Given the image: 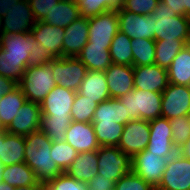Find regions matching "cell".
<instances>
[{
  "label": "cell",
  "instance_id": "1",
  "mask_svg": "<svg viewBox=\"0 0 190 190\" xmlns=\"http://www.w3.org/2000/svg\"><path fill=\"white\" fill-rule=\"evenodd\" d=\"M33 46V36L27 25L11 11L0 10V47L5 55L28 66Z\"/></svg>",
  "mask_w": 190,
  "mask_h": 190
},
{
  "label": "cell",
  "instance_id": "2",
  "mask_svg": "<svg viewBox=\"0 0 190 190\" xmlns=\"http://www.w3.org/2000/svg\"><path fill=\"white\" fill-rule=\"evenodd\" d=\"M24 139V162L34 171L40 183L44 184L63 173L53 160L52 141L44 132L38 130L24 136Z\"/></svg>",
  "mask_w": 190,
  "mask_h": 190
},
{
  "label": "cell",
  "instance_id": "3",
  "mask_svg": "<svg viewBox=\"0 0 190 190\" xmlns=\"http://www.w3.org/2000/svg\"><path fill=\"white\" fill-rule=\"evenodd\" d=\"M149 15L156 19L154 40H185L190 43V21L187 16L176 15L162 1H159L154 12Z\"/></svg>",
  "mask_w": 190,
  "mask_h": 190
},
{
  "label": "cell",
  "instance_id": "4",
  "mask_svg": "<svg viewBox=\"0 0 190 190\" xmlns=\"http://www.w3.org/2000/svg\"><path fill=\"white\" fill-rule=\"evenodd\" d=\"M119 101L126 109V123L140 119L152 121L161 116L162 93L134 88Z\"/></svg>",
  "mask_w": 190,
  "mask_h": 190
},
{
  "label": "cell",
  "instance_id": "5",
  "mask_svg": "<svg viewBox=\"0 0 190 190\" xmlns=\"http://www.w3.org/2000/svg\"><path fill=\"white\" fill-rule=\"evenodd\" d=\"M18 86L28 101L41 104L48 93L57 86L54 81L52 61L46 65L28 66Z\"/></svg>",
  "mask_w": 190,
  "mask_h": 190
},
{
  "label": "cell",
  "instance_id": "6",
  "mask_svg": "<svg viewBox=\"0 0 190 190\" xmlns=\"http://www.w3.org/2000/svg\"><path fill=\"white\" fill-rule=\"evenodd\" d=\"M98 154V174L117 182L132 171V158L115 146H100Z\"/></svg>",
  "mask_w": 190,
  "mask_h": 190
},
{
  "label": "cell",
  "instance_id": "7",
  "mask_svg": "<svg viewBox=\"0 0 190 190\" xmlns=\"http://www.w3.org/2000/svg\"><path fill=\"white\" fill-rule=\"evenodd\" d=\"M54 81L57 85L78 92L88 69L77 57L52 60Z\"/></svg>",
  "mask_w": 190,
  "mask_h": 190
},
{
  "label": "cell",
  "instance_id": "8",
  "mask_svg": "<svg viewBox=\"0 0 190 190\" xmlns=\"http://www.w3.org/2000/svg\"><path fill=\"white\" fill-rule=\"evenodd\" d=\"M88 26V42L109 50L114 36L119 31L117 10L88 17Z\"/></svg>",
  "mask_w": 190,
  "mask_h": 190
},
{
  "label": "cell",
  "instance_id": "9",
  "mask_svg": "<svg viewBox=\"0 0 190 190\" xmlns=\"http://www.w3.org/2000/svg\"><path fill=\"white\" fill-rule=\"evenodd\" d=\"M156 190H190V160L179 152L167 159L166 169Z\"/></svg>",
  "mask_w": 190,
  "mask_h": 190
},
{
  "label": "cell",
  "instance_id": "10",
  "mask_svg": "<svg viewBox=\"0 0 190 190\" xmlns=\"http://www.w3.org/2000/svg\"><path fill=\"white\" fill-rule=\"evenodd\" d=\"M167 158L143 150L132 158V171L156 189L166 169Z\"/></svg>",
  "mask_w": 190,
  "mask_h": 190
},
{
  "label": "cell",
  "instance_id": "11",
  "mask_svg": "<svg viewBox=\"0 0 190 190\" xmlns=\"http://www.w3.org/2000/svg\"><path fill=\"white\" fill-rule=\"evenodd\" d=\"M150 137L149 121L132 120L124 125L118 148L133 158L136 154L145 150Z\"/></svg>",
  "mask_w": 190,
  "mask_h": 190
},
{
  "label": "cell",
  "instance_id": "12",
  "mask_svg": "<svg viewBox=\"0 0 190 190\" xmlns=\"http://www.w3.org/2000/svg\"><path fill=\"white\" fill-rule=\"evenodd\" d=\"M150 137L146 147L150 153H155L158 157H165L169 159L178 150L172 143V131L170 120L165 117H158L149 121Z\"/></svg>",
  "mask_w": 190,
  "mask_h": 190
},
{
  "label": "cell",
  "instance_id": "13",
  "mask_svg": "<svg viewBox=\"0 0 190 190\" xmlns=\"http://www.w3.org/2000/svg\"><path fill=\"white\" fill-rule=\"evenodd\" d=\"M39 47L48 50L54 58L63 57L64 28L42 21L25 23Z\"/></svg>",
  "mask_w": 190,
  "mask_h": 190
},
{
  "label": "cell",
  "instance_id": "14",
  "mask_svg": "<svg viewBox=\"0 0 190 190\" xmlns=\"http://www.w3.org/2000/svg\"><path fill=\"white\" fill-rule=\"evenodd\" d=\"M190 111V86L169 83L162 92L161 116L168 120L188 115Z\"/></svg>",
  "mask_w": 190,
  "mask_h": 190
},
{
  "label": "cell",
  "instance_id": "15",
  "mask_svg": "<svg viewBox=\"0 0 190 190\" xmlns=\"http://www.w3.org/2000/svg\"><path fill=\"white\" fill-rule=\"evenodd\" d=\"M119 30L131 39H154V22L156 19L150 15H137L125 11L121 7L117 9Z\"/></svg>",
  "mask_w": 190,
  "mask_h": 190
},
{
  "label": "cell",
  "instance_id": "16",
  "mask_svg": "<svg viewBox=\"0 0 190 190\" xmlns=\"http://www.w3.org/2000/svg\"><path fill=\"white\" fill-rule=\"evenodd\" d=\"M76 92L57 85L42 101L41 116L48 118H72L71 109Z\"/></svg>",
  "mask_w": 190,
  "mask_h": 190
},
{
  "label": "cell",
  "instance_id": "17",
  "mask_svg": "<svg viewBox=\"0 0 190 190\" xmlns=\"http://www.w3.org/2000/svg\"><path fill=\"white\" fill-rule=\"evenodd\" d=\"M41 115V105L26 100L5 131L22 136L36 132L41 127Z\"/></svg>",
  "mask_w": 190,
  "mask_h": 190
},
{
  "label": "cell",
  "instance_id": "18",
  "mask_svg": "<svg viewBox=\"0 0 190 190\" xmlns=\"http://www.w3.org/2000/svg\"><path fill=\"white\" fill-rule=\"evenodd\" d=\"M134 68V88L162 93L168 86V71L157 64Z\"/></svg>",
  "mask_w": 190,
  "mask_h": 190
},
{
  "label": "cell",
  "instance_id": "19",
  "mask_svg": "<svg viewBox=\"0 0 190 190\" xmlns=\"http://www.w3.org/2000/svg\"><path fill=\"white\" fill-rule=\"evenodd\" d=\"M110 98L119 99L134 89L133 66L111 64L105 70Z\"/></svg>",
  "mask_w": 190,
  "mask_h": 190
},
{
  "label": "cell",
  "instance_id": "20",
  "mask_svg": "<svg viewBox=\"0 0 190 190\" xmlns=\"http://www.w3.org/2000/svg\"><path fill=\"white\" fill-rule=\"evenodd\" d=\"M65 137V142L78 153L95 151L100 147L92 123L72 121Z\"/></svg>",
  "mask_w": 190,
  "mask_h": 190
},
{
  "label": "cell",
  "instance_id": "21",
  "mask_svg": "<svg viewBox=\"0 0 190 190\" xmlns=\"http://www.w3.org/2000/svg\"><path fill=\"white\" fill-rule=\"evenodd\" d=\"M63 57H77L88 42V17L81 16L64 28Z\"/></svg>",
  "mask_w": 190,
  "mask_h": 190
},
{
  "label": "cell",
  "instance_id": "22",
  "mask_svg": "<svg viewBox=\"0 0 190 190\" xmlns=\"http://www.w3.org/2000/svg\"><path fill=\"white\" fill-rule=\"evenodd\" d=\"M58 0H20L10 11L22 22L42 21Z\"/></svg>",
  "mask_w": 190,
  "mask_h": 190
},
{
  "label": "cell",
  "instance_id": "23",
  "mask_svg": "<svg viewBox=\"0 0 190 190\" xmlns=\"http://www.w3.org/2000/svg\"><path fill=\"white\" fill-rule=\"evenodd\" d=\"M78 92L98 104L110 99L105 71L88 70Z\"/></svg>",
  "mask_w": 190,
  "mask_h": 190
},
{
  "label": "cell",
  "instance_id": "24",
  "mask_svg": "<svg viewBox=\"0 0 190 190\" xmlns=\"http://www.w3.org/2000/svg\"><path fill=\"white\" fill-rule=\"evenodd\" d=\"M65 173L78 181L88 183L98 174L97 150L79 153Z\"/></svg>",
  "mask_w": 190,
  "mask_h": 190
},
{
  "label": "cell",
  "instance_id": "25",
  "mask_svg": "<svg viewBox=\"0 0 190 190\" xmlns=\"http://www.w3.org/2000/svg\"><path fill=\"white\" fill-rule=\"evenodd\" d=\"M77 58L90 71H105L112 64L109 50L90 42L82 48Z\"/></svg>",
  "mask_w": 190,
  "mask_h": 190
},
{
  "label": "cell",
  "instance_id": "26",
  "mask_svg": "<svg viewBox=\"0 0 190 190\" xmlns=\"http://www.w3.org/2000/svg\"><path fill=\"white\" fill-rule=\"evenodd\" d=\"M81 17V12L77 1L58 2L44 17L42 22L51 26L66 28L73 21Z\"/></svg>",
  "mask_w": 190,
  "mask_h": 190
},
{
  "label": "cell",
  "instance_id": "27",
  "mask_svg": "<svg viewBox=\"0 0 190 190\" xmlns=\"http://www.w3.org/2000/svg\"><path fill=\"white\" fill-rule=\"evenodd\" d=\"M25 139L22 135L8 133L4 130V143L1 150L0 163L10 166L24 162Z\"/></svg>",
  "mask_w": 190,
  "mask_h": 190
},
{
  "label": "cell",
  "instance_id": "28",
  "mask_svg": "<svg viewBox=\"0 0 190 190\" xmlns=\"http://www.w3.org/2000/svg\"><path fill=\"white\" fill-rule=\"evenodd\" d=\"M167 71L169 83L190 86V43L177 54Z\"/></svg>",
  "mask_w": 190,
  "mask_h": 190
},
{
  "label": "cell",
  "instance_id": "29",
  "mask_svg": "<svg viewBox=\"0 0 190 190\" xmlns=\"http://www.w3.org/2000/svg\"><path fill=\"white\" fill-rule=\"evenodd\" d=\"M22 89L18 86L12 92L6 93L0 98V126L5 130L18 114V110L26 101Z\"/></svg>",
  "mask_w": 190,
  "mask_h": 190
},
{
  "label": "cell",
  "instance_id": "30",
  "mask_svg": "<svg viewBox=\"0 0 190 190\" xmlns=\"http://www.w3.org/2000/svg\"><path fill=\"white\" fill-rule=\"evenodd\" d=\"M3 182L15 188L34 186L39 183L34 171L25 162L4 166Z\"/></svg>",
  "mask_w": 190,
  "mask_h": 190
},
{
  "label": "cell",
  "instance_id": "31",
  "mask_svg": "<svg viewBox=\"0 0 190 190\" xmlns=\"http://www.w3.org/2000/svg\"><path fill=\"white\" fill-rule=\"evenodd\" d=\"M92 122L126 124V109L119 99L110 98L98 104Z\"/></svg>",
  "mask_w": 190,
  "mask_h": 190
},
{
  "label": "cell",
  "instance_id": "32",
  "mask_svg": "<svg viewBox=\"0 0 190 190\" xmlns=\"http://www.w3.org/2000/svg\"><path fill=\"white\" fill-rule=\"evenodd\" d=\"M131 40L129 36L120 30L117 32L109 49L113 64L133 66Z\"/></svg>",
  "mask_w": 190,
  "mask_h": 190
},
{
  "label": "cell",
  "instance_id": "33",
  "mask_svg": "<svg viewBox=\"0 0 190 190\" xmlns=\"http://www.w3.org/2000/svg\"><path fill=\"white\" fill-rule=\"evenodd\" d=\"M187 44L185 40H155V64L168 69L173 59Z\"/></svg>",
  "mask_w": 190,
  "mask_h": 190
},
{
  "label": "cell",
  "instance_id": "34",
  "mask_svg": "<svg viewBox=\"0 0 190 190\" xmlns=\"http://www.w3.org/2000/svg\"><path fill=\"white\" fill-rule=\"evenodd\" d=\"M100 146H115L123 133L124 125L115 122H91Z\"/></svg>",
  "mask_w": 190,
  "mask_h": 190
},
{
  "label": "cell",
  "instance_id": "35",
  "mask_svg": "<svg viewBox=\"0 0 190 190\" xmlns=\"http://www.w3.org/2000/svg\"><path fill=\"white\" fill-rule=\"evenodd\" d=\"M131 48L133 52V67L155 64V40L154 39H132Z\"/></svg>",
  "mask_w": 190,
  "mask_h": 190
},
{
  "label": "cell",
  "instance_id": "36",
  "mask_svg": "<svg viewBox=\"0 0 190 190\" xmlns=\"http://www.w3.org/2000/svg\"><path fill=\"white\" fill-rule=\"evenodd\" d=\"M72 122V118H48L41 116L40 130L44 132L51 141L63 142L67 128Z\"/></svg>",
  "mask_w": 190,
  "mask_h": 190
},
{
  "label": "cell",
  "instance_id": "37",
  "mask_svg": "<svg viewBox=\"0 0 190 190\" xmlns=\"http://www.w3.org/2000/svg\"><path fill=\"white\" fill-rule=\"evenodd\" d=\"M97 107L98 103L76 92L71 109L72 121L91 123Z\"/></svg>",
  "mask_w": 190,
  "mask_h": 190
},
{
  "label": "cell",
  "instance_id": "38",
  "mask_svg": "<svg viewBox=\"0 0 190 190\" xmlns=\"http://www.w3.org/2000/svg\"><path fill=\"white\" fill-rule=\"evenodd\" d=\"M51 153L53 160H55V163L62 172H65L69 168L79 154L65 141H52Z\"/></svg>",
  "mask_w": 190,
  "mask_h": 190
},
{
  "label": "cell",
  "instance_id": "39",
  "mask_svg": "<svg viewBox=\"0 0 190 190\" xmlns=\"http://www.w3.org/2000/svg\"><path fill=\"white\" fill-rule=\"evenodd\" d=\"M27 67L21 63V60H13L5 55V50L0 47V75L2 77H8L19 84Z\"/></svg>",
  "mask_w": 190,
  "mask_h": 190
},
{
  "label": "cell",
  "instance_id": "40",
  "mask_svg": "<svg viewBox=\"0 0 190 190\" xmlns=\"http://www.w3.org/2000/svg\"><path fill=\"white\" fill-rule=\"evenodd\" d=\"M81 16L91 17L100 13L117 10L120 6L117 4V0H76Z\"/></svg>",
  "mask_w": 190,
  "mask_h": 190
},
{
  "label": "cell",
  "instance_id": "41",
  "mask_svg": "<svg viewBox=\"0 0 190 190\" xmlns=\"http://www.w3.org/2000/svg\"><path fill=\"white\" fill-rule=\"evenodd\" d=\"M172 131V143L178 150L190 138V120L188 115L181 117H174L170 120Z\"/></svg>",
  "mask_w": 190,
  "mask_h": 190
},
{
  "label": "cell",
  "instance_id": "42",
  "mask_svg": "<svg viewBox=\"0 0 190 190\" xmlns=\"http://www.w3.org/2000/svg\"><path fill=\"white\" fill-rule=\"evenodd\" d=\"M46 190H89L87 183L78 181L65 172L44 183Z\"/></svg>",
  "mask_w": 190,
  "mask_h": 190
},
{
  "label": "cell",
  "instance_id": "43",
  "mask_svg": "<svg viewBox=\"0 0 190 190\" xmlns=\"http://www.w3.org/2000/svg\"><path fill=\"white\" fill-rule=\"evenodd\" d=\"M114 190H153V188L131 171L126 173L115 183Z\"/></svg>",
  "mask_w": 190,
  "mask_h": 190
},
{
  "label": "cell",
  "instance_id": "44",
  "mask_svg": "<svg viewBox=\"0 0 190 190\" xmlns=\"http://www.w3.org/2000/svg\"><path fill=\"white\" fill-rule=\"evenodd\" d=\"M160 0H126L120 5L125 10L139 15H149L154 12Z\"/></svg>",
  "mask_w": 190,
  "mask_h": 190
},
{
  "label": "cell",
  "instance_id": "45",
  "mask_svg": "<svg viewBox=\"0 0 190 190\" xmlns=\"http://www.w3.org/2000/svg\"><path fill=\"white\" fill-rule=\"evenodd\" d=\"M33 51L29 55L30 67L49 64L54 57L46 49L39 47V43L33 38Z\"/></svg>",
  "mask_w": 190,
  "mask_h": 190
},
{
  "label": "cell",
  "instance_id": "46",
  "mask_svg": "<svg viewBox=\"0 0 190 190\" xmlns=\"http://www.w3.org/2000/svg\"><path fill=\"white\" fill-rule=\"evenodd\" d=\"M87 187L89 190H114L115 182L97 174L87 183Z\"/></svg>",
  "mask_w": 190,
  "mask_h": 190
},
{
  "label": "cell",
  "instance_id": "47",
  "mask_svg": "<svg viewBox=\"0 0 190 190\" xmlns=\"http://www.w3.org/2000/svg\"><path fill=\"white\" fill-rule=\"evenodd\" d=\"M168 9H172L176 15L185 16V0H160Z\"/></svg>",
  "mask_w": 190,
  "mask_h": 190
},
{
  "label": "cell",
  "instance_id": "48",
  "mask_svg": "<svg viewBox=\"0 0 190 190\" xmlns=\"http://www.w3.org/2000/svg\"><path fill=\"white\" fill-rule=\"evenodd\" d=\"M18 87V83L8 77H2L0 75V98L2 95L12 92Z\"/></svg>",
  "mask_w": 190,
  "mask_h": 190
},
{
  "label": "cell",
  "instance_id": "49",
  "mask_svg": "<svg viewBox=\"0 0 190 190\" xmlns=\"http://www.w3.org/2000/svg\"><path fill=\"white\" fill-rule=\"evenodd\" d=\"M177 152H179V154L182 155L184 158L190 160V138L181 148L178 149Z\"/></svg>",
  "mask_w": 190,
  "mask_h": 190
},
{
  "label": "cell",
  "instance_id": "50",
  "mask_svg": "<svg viewBox=\"0 0 190 190\" xmlns=\"http://www.w3.org/2000/svg\"><path fill=\"white\" fill-rule=\"evenodd\" d=\"M15 190H46V188L43 183L39 182L37 185L19 187V188H15Z\"/></svg>",
  "mask_w": 190,
  "mask_h": 190
},
{
  "label": "cell",
  "instance_id": "51",
  "mask_svg": "<svg viewBox=\"0 0 190 190\" xmlns=\"http://www.w3.org/2000/svg\"><path fill=\"white\" fill-rule=\"evenodd\" d=\"M0 190H15V187L10 186L9 184L5 182L0 183Z\"/></svg>",
  "mask_w": 190,
  "mask_h": 190
},
{
  "label": "cell",
  "instance_id": "52",
  "mask_svg": "<svg viewBox=\"0 0 190 190\" xmlns=\"http://www.w3.org/2000/svg\"><path fill=\"white\" fill-rule=\"evenodd\" d=\"M3 143H4V130L0 132V159H1V150Z\"/></svg>",
  "mask_w": 190,
  "mask_h": 190
},
{
  "label": "cell",
  "instance_id": "53",
  "mask_svg": "<svg viewBox=\"0 0 190 190\" xmlns=\"http://www.w3.org/2000/svg\"><path fill=\"white\" fill-rule=\"evenodd\" d=\"M190 12V0H185V16Z\"/></svg>",
  "mask_w": 190,
  "mask_h": 190
},
{
  "label": "cell",
  "instance_id": "54",
  "mask_svg": "<svg viewBox=\"0 0 190 190\" xmlns=\"http://www.w3.org/2000/svg\"><path fill=\"white\" fill-rule=\"evenodd\" d=\"M3 165L0 163V183L3 182Z\"/></svg>",
  "mask_w": 190,
  "mask_h": 190
},
{
  "label": "cell",
  "instance_id": "55",
  "mask_svg": "<svg viewBox=\"0 0 190 190\" xmlns=\"http://www.w3.org/2000/svg\"><path fill=\"white\" fill-rule=\"evenodd\" d=\"M126 0H117V4L120 6L122 3H124Z\"/></svg>",
  "mask_w": 190,
  "mask_h": 190
},
{
  "label": "cell",
  "instance_id": "56",
  "mask_svg": "<svg viewBox=\"0 0 190 190\" xmlns=\"http://www.w3.org/2000/svg\"><path fill=\"white\" fill-rule=\"evenodd\" d=\"M60 2H70V1H76V0H58Z\"/></svg>",
  "mask_w": 190,
  "mask_h": 190
},
{
  "label": "cell",
  "instance_id": "57",
  "mask_svg": "<svg viewBox=\"0 0 190 190\" xmlns=\"http://www.w3.org/2000/svg\"><path fill=\"white\" fill-rule=\"evenodd\" d=\"M187 18L190 21V12L187 14Z\"/></svg>",
  "mask_w": 190,
  "mask_h": 190
}]
</instances>
